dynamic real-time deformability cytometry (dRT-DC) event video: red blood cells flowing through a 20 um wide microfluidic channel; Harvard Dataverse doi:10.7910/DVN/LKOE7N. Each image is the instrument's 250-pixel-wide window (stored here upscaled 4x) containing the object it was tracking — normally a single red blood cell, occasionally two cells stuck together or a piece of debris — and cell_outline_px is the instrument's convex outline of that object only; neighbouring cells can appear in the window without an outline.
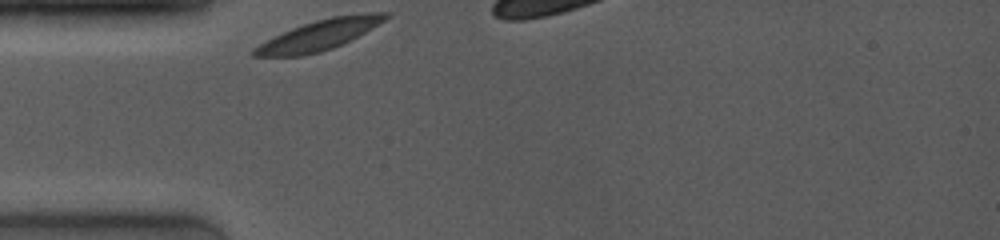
{"species": "common noctule bat (a hibernating species)", "species_latin": "Nyctalus noctula", "temperature_condition": "room temperature", "stored_images_in_passage": 16, "camera_frame_rate_fps": 4000, "um_per_image_px": 0.085, "animal": {"sex": "female", "body_mass_g": 19.0, "forearm_length_mm": 53.3}, "frame": {"image": 1, "passage_image": 1, "time_ms": 0.0, "image_size_px": [1000, 240], "cell_outline_px": [[392, 12], [384, 20], [364, 32], [332, 48], [320, 52], [300, 56], [252, 56], [252, 48], [292, 28], [316, 20], [332, 16], [364, 12]], "centroid_in_image_um": [27.14, 2.96], "position_along_channel_um": 57.9, "area_um2": 22.6}}